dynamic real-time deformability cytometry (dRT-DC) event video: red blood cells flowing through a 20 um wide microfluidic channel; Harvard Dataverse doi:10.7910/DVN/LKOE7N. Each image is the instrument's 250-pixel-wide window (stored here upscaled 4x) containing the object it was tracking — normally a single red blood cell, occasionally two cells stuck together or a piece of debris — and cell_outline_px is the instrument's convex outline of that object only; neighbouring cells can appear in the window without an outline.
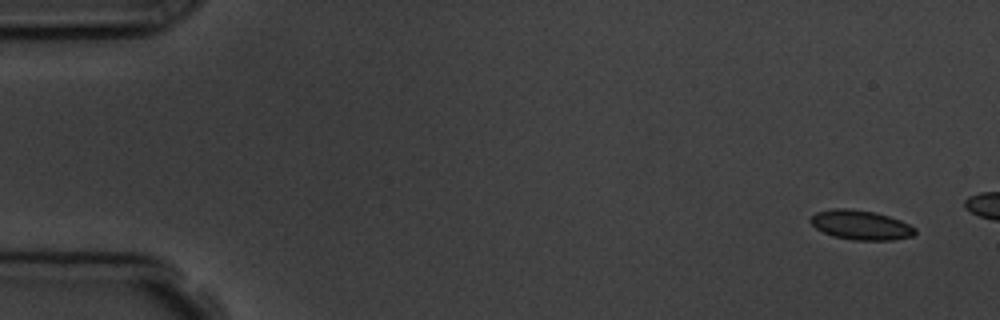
{"species": "common noctule bat (a hibernating species)", "species_latin": "Nyctalus noctula", "temperature_condition": "room temperature", "stored_images_in_passage": 4, "camera_frame_rate_fps": 3000, "um_per_image_px": 0.085, "animal": {"sex": "male", "body_mass_g": 19.5, "forearm_length_mm": 54.6}, "frame": {"image": 1, "passage_image": 1, "time_ms": 0.0, "image_size_px": [1000, 320], "cell_outline_px": [[916, 232], [912, 236], [892, 240], [852, 240], [832, 236], [816, 228], [808, 220], [816, 212], [832, 208], [848, 208], [876, 212], [900, 220], [916, 228]], "centroid_in_image_um": [73.15, 19.12], "position_along_channel_um": 11.9, "area_um2": 18.03}}